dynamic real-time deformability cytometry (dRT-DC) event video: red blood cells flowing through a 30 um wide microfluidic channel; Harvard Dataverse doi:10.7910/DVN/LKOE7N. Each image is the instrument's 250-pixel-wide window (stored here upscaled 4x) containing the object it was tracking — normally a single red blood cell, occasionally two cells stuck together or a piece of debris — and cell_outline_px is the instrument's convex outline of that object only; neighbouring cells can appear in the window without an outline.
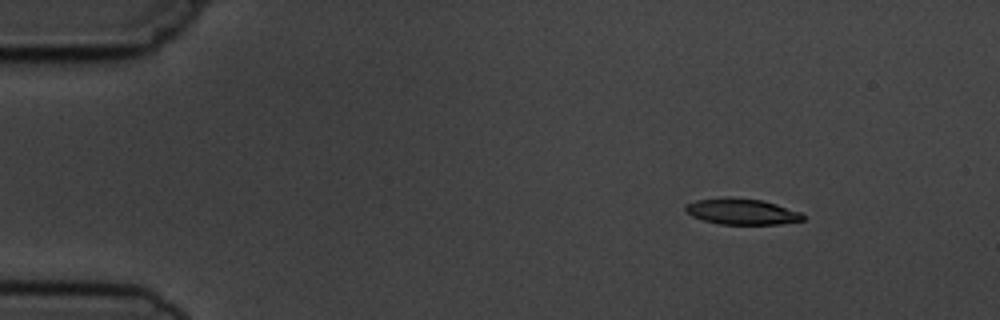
{"species": "common noctule bat (a hibernating species)", "species_latin": "Nyctalus noctula", "temperature_condition": "cold", "stored_images_in_passage": 4, "camera_frame_rate_fps": 3000, "um_per_image_px": 0.085, "animal": {"sex": "male", "body_mass_g": 19.5, "forearm_length_mm": 54.6}, "frame": {"image": 1, "passage_image": 2, "time_ms": 1.333, "image_size_px": [1000, 320], "cell_outline_px": [[804, 220], [780, 224], [720, 224], [704, 220], [692, 216], [684, 208], [684, 204], [696, 200], [760, 200], [776, 204], [800, 212], [804, 216]], "centroid_in_image_um": [63.09, 18.03], "position_along_channel_um": 21.9, "area_um2": 16.82}}